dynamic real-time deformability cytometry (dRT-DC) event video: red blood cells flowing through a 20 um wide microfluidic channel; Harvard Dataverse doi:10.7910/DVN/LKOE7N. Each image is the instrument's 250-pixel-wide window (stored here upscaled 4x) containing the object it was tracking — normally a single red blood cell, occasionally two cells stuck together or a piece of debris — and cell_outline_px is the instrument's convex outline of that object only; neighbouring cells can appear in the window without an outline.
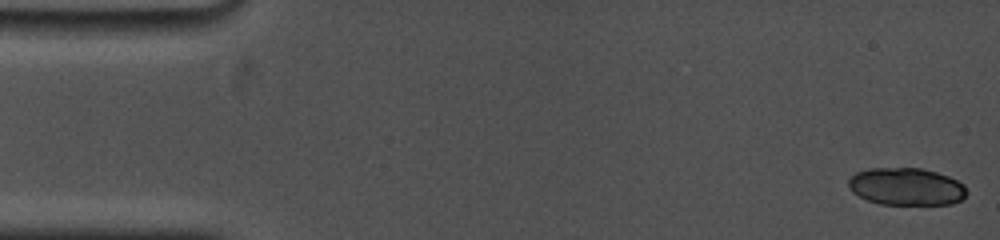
{"species": "common noctule bat (a hibernating species)", "species_latin": "Nyctalus noctula", "temperature_condition": "cold", "stored_images_in_passage": 11, "camera_frame_rate_fps": 5000, "um_per_image_px": 0.085, "animal": {"sex": "female", "body_mass_g": 19.0, "forearm_length_mm": 53.3}, "frame": {"image": 1, "passage_image": 1, "time_ms": 0.0, "image_size_px": [1000, 240], "cell_outline_px": [[968, 192], [960, 200], [952, 204], [880, 204], [868, 200], [852, 192], [848, 188], [848, 180], [856, 172], [868, 168], [920, 168], [936, 172], [948, 176], [964, 184]], "centroid_in_image_um": [77.03, 15.85], "position_along_channel_um": 8.0, "area_um2": 25.78}}